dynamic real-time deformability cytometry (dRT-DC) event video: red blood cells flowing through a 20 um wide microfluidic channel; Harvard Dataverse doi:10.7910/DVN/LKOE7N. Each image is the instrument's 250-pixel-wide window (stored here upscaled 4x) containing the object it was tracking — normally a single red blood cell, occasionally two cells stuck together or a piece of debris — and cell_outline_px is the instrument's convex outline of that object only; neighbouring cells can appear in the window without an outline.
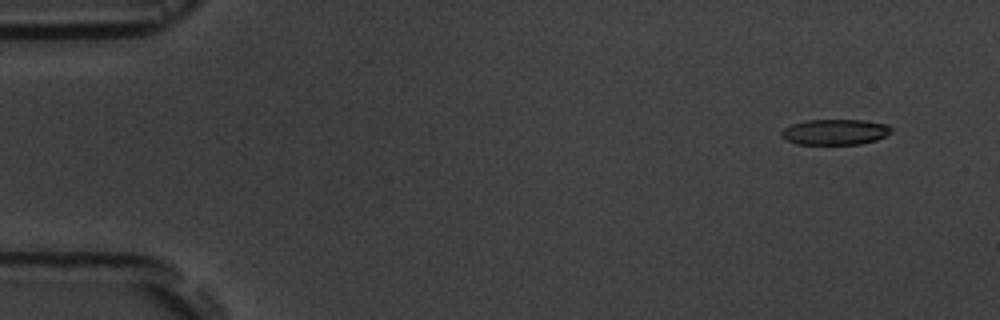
{"species": "common noctule bat (a hibernating species)", "species_latin": "Nyctalus noctula", "temperature_condition": "room temperature", "stored_images_in_passage": 10, "camera_frame_rate_fps": 3000, "um_per_image_px": 0.085, "animal": {"sex": "male", "body_mass_g": 19.5, "forearm_length_mm": 54.6}, "frame": {"image": 1, "passage_image": 1, "time_ms": 0.0, "image_size_px": [1000, 320], "cell_outline_px": [[892, 132], [876, 140], [860, 144], [796, 144], [784, 140], [780, 136], [780, 132], [784, 128], [792, 124], [804, 120], [864, 120], [888, 124], [892, 128]], "centroid_in_image_um": [70.95, 11.22], "position_along_channel_um": 14.0, "area_um2": 16.59}}
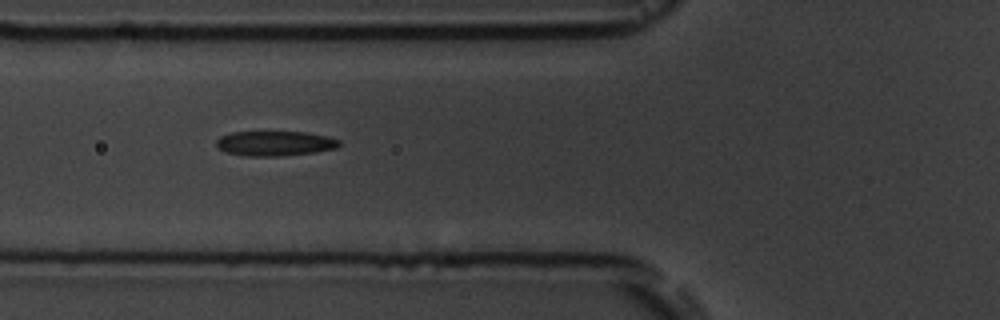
{"frame": {"image": 2, "passage_image": 6, "time_ms": 5.667, "image_size_px": [1000, 320], "cell_outline_px": [[340, 144], [336, 148], [316, 152], [284, 156], [244, 156], [224, 152], [216, 148], [216, 140], [220, 136], [232, 132], [308, 132], [328, 136], [340, 140]], "centroid_in_image_um": [23.34, 12.19], "position_along_channel_um": 102.5, "area_um2": 18.09}}
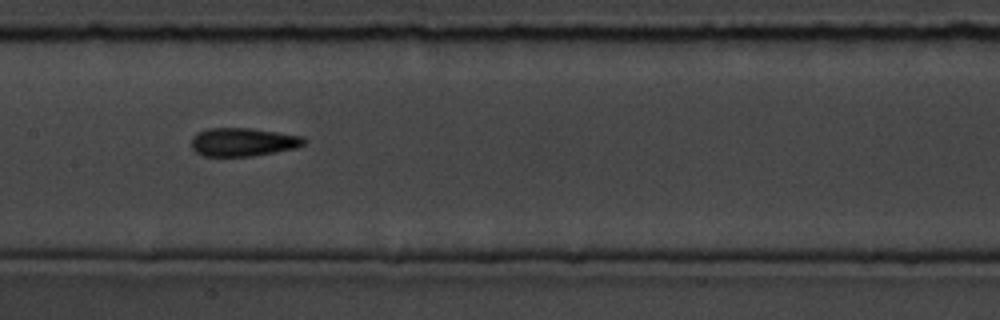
{"frame": {"image": 3, "passage_image": 8, "time_ms": 8.0, "image_size_px": [1000, 320], "cell_outline_px": [[308, 140], [304, 144], [296, 148], [276, 152], [252, 156], [204, 156], [196, 152], [192, 148], [192, 136], [196, 132], [208, 128], [252, 128], [304, 136]], "centroid_in_image_um": [20.68, 12.06], "position_along_channel_um": 186.7, "area_um2": 18.84}}